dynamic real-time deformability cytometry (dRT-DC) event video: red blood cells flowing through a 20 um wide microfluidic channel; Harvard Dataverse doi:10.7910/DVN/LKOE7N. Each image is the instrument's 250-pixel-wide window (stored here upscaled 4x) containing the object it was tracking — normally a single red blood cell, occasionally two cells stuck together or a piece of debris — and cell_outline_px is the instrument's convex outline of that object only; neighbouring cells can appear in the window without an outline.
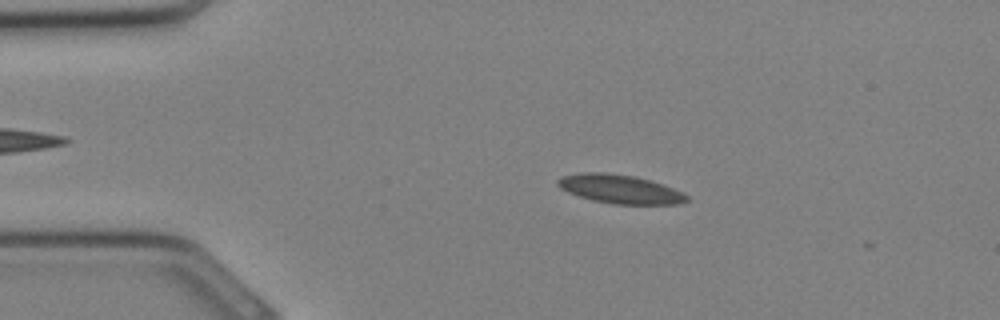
{"species": "Egyptian fruit bat (a non-hibernating species)", "species_latin": "Rousettus aegyptiacus", "temperature_condition": "cold", "stored_images_in_passage": 29, "camera_frame_rate_fps": 3000, "um_per_image_px": 0.085, "animal": {"sex": "female"}, "frame": {"image": 1, "passage_image": 6, "time_ms": 1.667, "image_size_px": [1000, 320], "cell_outline_px": [[692, 200], [676, 204], [616, 204], [592, 200], [568, 192], [560, 188], [556, 184], [556, 180], [564, 176], [584, 172], [604, 172], [632, 176], [664, 184], [688, 196]], "centroid_in_image_um": [52.7, 16.07], "position_along_channel_um": 32.3, "area_um2": 21.39}}
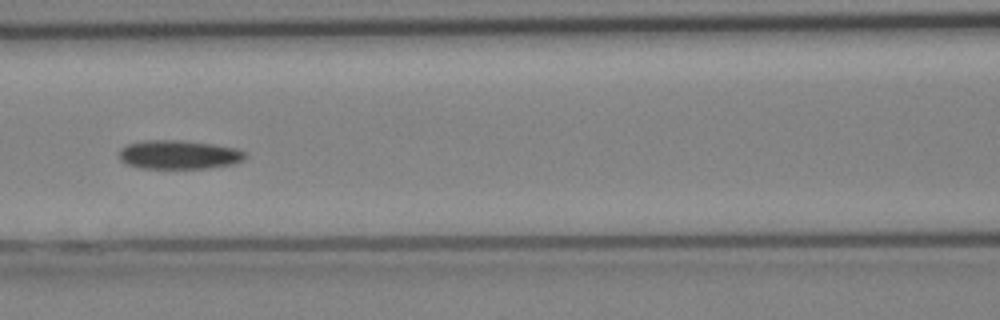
{"frame": {"image": 2, "passage_image": 14, "time_ms": 4.333, "image_size_px": [1000, 320], "cell_outline_px": [[248, 152], [244, 160], [232, 164], [208, 168], [144, 168], [128, 164], [120, 160], [120, 148], [128, 144], [148, 140], [184, 140], [216, 144], [236, 148]], "centroid_in_image_um": [15.26, 13.13], "position_along_channel_um": 151.3, "area_um2": 21.27}}
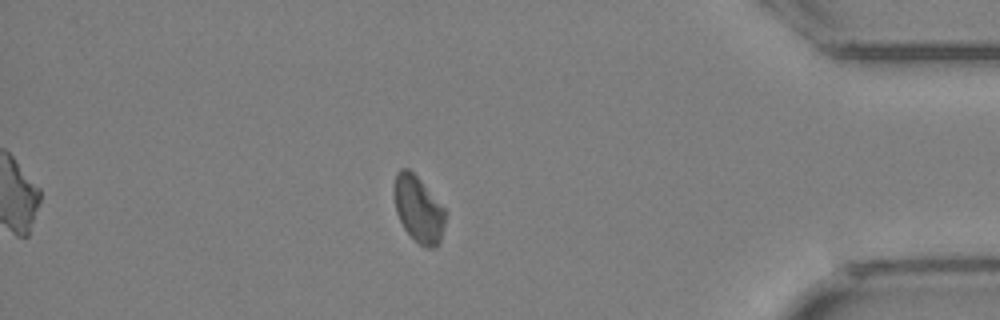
{"frame": {"image": 3, "passage_image": 28, "time_ms": 9.0, "image_size_px": [1000, 320], "cell_outline_px": [[444, 224], [440, 244], [432, 248], [428, 248], [420, 244], [404, 228], [396, 212], [396, 172], [400, 168], [408, 168], [420, 180], [444, 208]], "centroid_in_image_um": [35.59, 17.8], "position_along_channel_um": 399.6, "area_um2": 19.02}}